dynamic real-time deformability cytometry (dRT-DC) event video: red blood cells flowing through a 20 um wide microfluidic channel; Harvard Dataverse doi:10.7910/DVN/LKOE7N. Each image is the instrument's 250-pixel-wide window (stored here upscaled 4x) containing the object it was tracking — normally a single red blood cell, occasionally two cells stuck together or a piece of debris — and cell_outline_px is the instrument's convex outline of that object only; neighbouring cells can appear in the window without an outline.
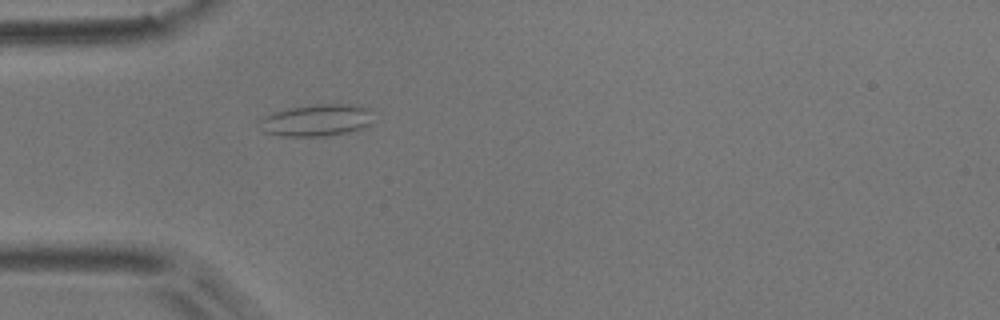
{"species": "common noctule bat (a hibernating species)", "species_latin": "Nyctalus noctula", "temperature_condition": "room temperature", "stored_images_in_passage": 2, "camera_frame_rate_fps": 3000, "um_per_image_px": 0.085, "animal": {"sex": "male", "body_mass_g": 17.9}, "frame": {"image": 1, "passage_image": 2, "time_ms": 0.333, "image_size_px": [1000, 320], "cell_outline_px": [[372, 112], [368, 124], [364, 128], [352, 132], [324, 136], [280, 136], [264, 132], [256, 120], [264, 116], [288, 108], [316, 104], [352, 104], [368, 108]], "centroid_in_image_um": [26.88, 10.23], "position_along_channel_um": 58.1, "area_um2": 21.27}}